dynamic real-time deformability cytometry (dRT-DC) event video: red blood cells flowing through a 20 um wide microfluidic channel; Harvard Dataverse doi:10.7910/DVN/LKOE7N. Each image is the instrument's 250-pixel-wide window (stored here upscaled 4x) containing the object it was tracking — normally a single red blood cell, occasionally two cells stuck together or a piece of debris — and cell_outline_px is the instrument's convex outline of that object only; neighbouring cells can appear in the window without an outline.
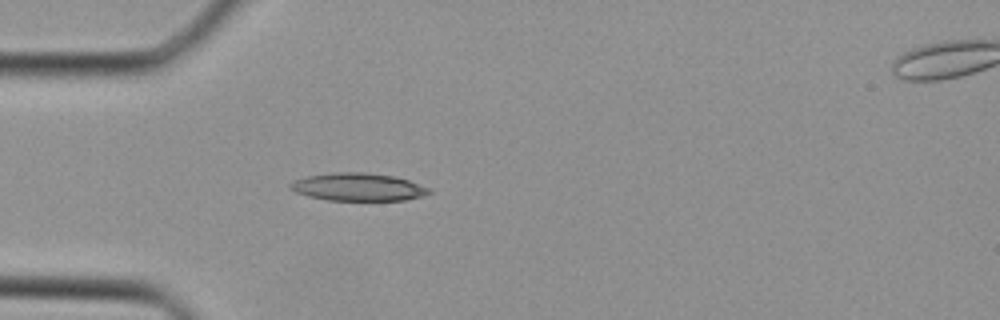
{"species": "Egyptian fruit bat (a non-hibernating species)", "species_latin": "Rousettus aegyptiacus", "temperature_condition": "cold", "stored_images_in_passage": 31, "camera_frame_rate_fps": 3000, "um_per_image_px": 0.085, "animal": {"sex": "female"}, "frame": {"image": 1, "passage_image": 5, "time_ms": 1.333, "image_size_px": [1000, 320], "cell_outline_px": [[432, 192], [420, 196], [404, 200], [328, 200], [308, 196], [296, 192], [288, 188], [288, 184], [292, 180], [308, 176], [336, 172], [364, 172], [392, 176], [408, 180], [428, 188]], "centroid_in_image_um": [30.37, 15.89], "position_along_channel_um": 54.6, "area_um2": 22.25}}
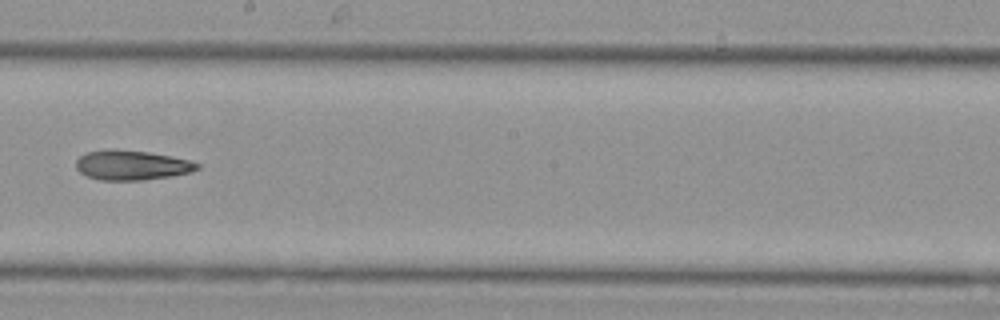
{"frame": {"image": 2, "passage_image": 16, "time_ms": 5.0, "image_size_px": [1000, 320], "cell_outline_px": [[200, 168], [192, 172], [172, 176], [144, 180], [100, 180], [88, 176], [80, 172], [76, 168], [76, 160], [80, 156], [88, 152], [108, 148], [116, 148], [148, 152], [172, 156], [188, 160], [200, 164]], "centroid_in_image_um": [11.2, 14.03], "position_along_channel_um": 237.0, "area_um2": 21.21}}
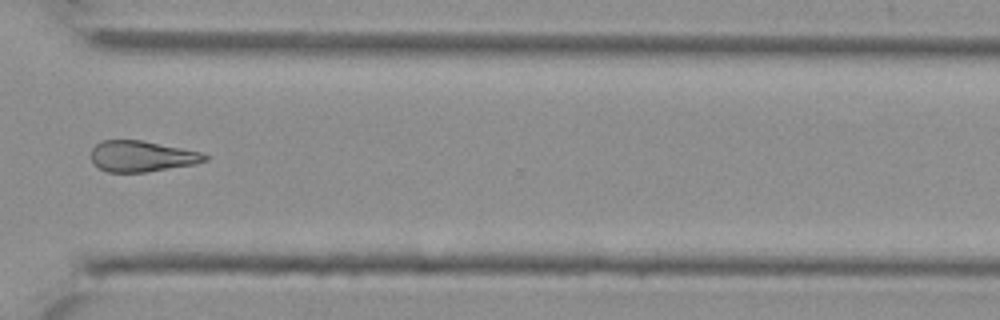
{"frame": {"image": 3, "passage_image": 23, "time_ms": 7.333, "image_size_px": [1000, 320], "cell_outline_px": [[208, 160], [196, 164], [144, 172], [108, 172], [92, 164], [92, 148], [100, 140], [140, 140], [200, 152], [208, 156]], "centroid_in_image_um": [12.03, 13.28], "position_along_channel_um": 358.6, "area_um2": 20.35}}